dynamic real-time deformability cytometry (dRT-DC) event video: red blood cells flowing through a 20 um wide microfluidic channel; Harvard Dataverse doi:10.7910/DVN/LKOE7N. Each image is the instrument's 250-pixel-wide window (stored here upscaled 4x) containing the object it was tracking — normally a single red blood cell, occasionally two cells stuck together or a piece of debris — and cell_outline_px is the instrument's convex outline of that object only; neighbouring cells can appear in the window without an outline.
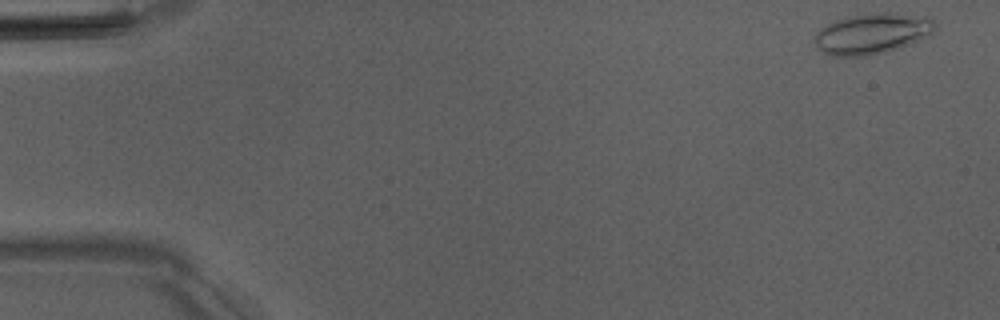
{"species": "Egyptian fruit bat (a non-hibernating species)", "species_latin": "Rousettus aegyptiacus", "temperature_condition": "room temperature", "stored_images_in_passage": 52, "camera_frame_rate_fps": 3000, "um_per_image_px": 0.085, "animal": {"sex": "male"}, "frame": {"image": 1, "passage_image": 2, "time_ms": 0.333, "image_size_px": [1000, 320], "cell_outline_px": [[936, 28], [928, 36], [900, 48], [868, 56], [832, 56], [816, 48], [812, 40], [812, 36], [828, 24], [836, 20], [848, 16], [888, 12], [932, 16], [936, 24]], "centroid_in_image_um": [74.15, 2.85], "position_along_channel_um": 10.8, "area_um2": 28.84}}
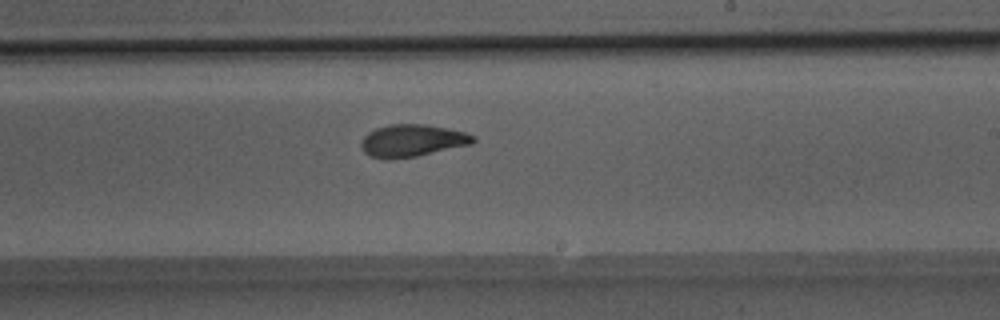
{"frame": {"image": 2, "passage_image": 31, "time_ms": 10.0, "image_size_px": [1000, 320], "cell_outline_px": [[476, 140], [472, 144], [416, 156], [384, 160], [372, 156], [364, 152], [360, 144], [364, 136], [368, 132], [376, 128], [388, 124], [424, 124], [448, 128], [464, 132], [476, 136]], "centroid_in_image_um": [35.03, 11.95], "position_along_channel_um": 254.0, "area_um2": 21.1}}
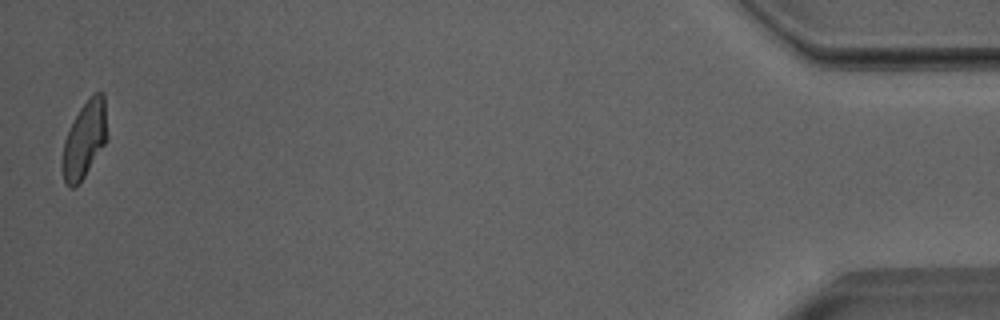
{"frame": {"image": 3, "passage_image": 51, "time_ms": 16.667, "image_size_px": [1000, 320], "cell_outline_px": [[108, 136], [104, 144], [84, 176], [72, 188], [68, 188], [64, 184], [60, 164], [64, 140], [80, 108], [92, 92], [104, 92]], "centroid_in_image_um": [7.17, 11.85], "position_along_channel_um": 428.0, "area_um2": 20.11}}